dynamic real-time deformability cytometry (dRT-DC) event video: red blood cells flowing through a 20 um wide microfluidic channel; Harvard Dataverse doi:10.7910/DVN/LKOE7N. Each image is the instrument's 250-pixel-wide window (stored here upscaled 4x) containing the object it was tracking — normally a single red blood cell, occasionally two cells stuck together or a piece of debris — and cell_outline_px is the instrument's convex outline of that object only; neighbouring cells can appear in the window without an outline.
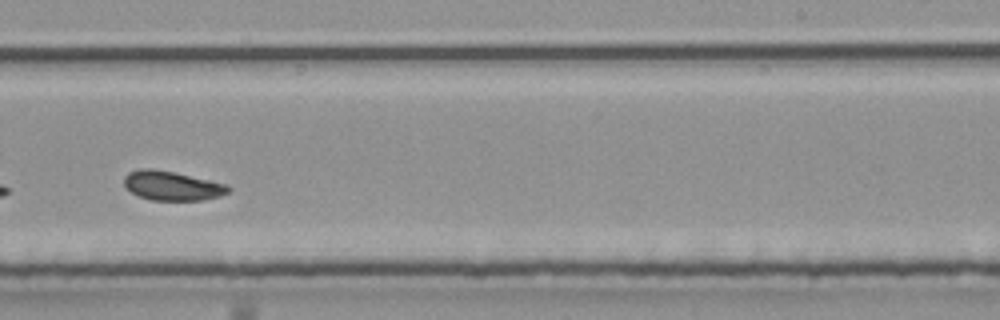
{"species": "common noctule bat (a hibernating species)", "species_latin": "Nyctalus noctula", "temperature_condition": "room temperature", "stored_images_in_passage": 47, "camera_frame_rate_fps": 3000, "um_per_image_px": 0.085, "animal": {"sex": "male", "body_mass_g": 20.4}, "frame": {"image": 1, "passage_image": 27, "time_ms": 8.667, "image_size_px": [1000, 320], "cell_outline_px": [[232, 188], [228, 192], [220, 196], [204, 200], [152, 200], [140, 196], [124, 188], [124, 176], [128, 172], [140, 168], [152, 168], [176, 172], [228, 184]], "centroid_in_image_um": [14.63, 15.77], "position_along_channel_um": 274.4, "area_um2": 18.03}}
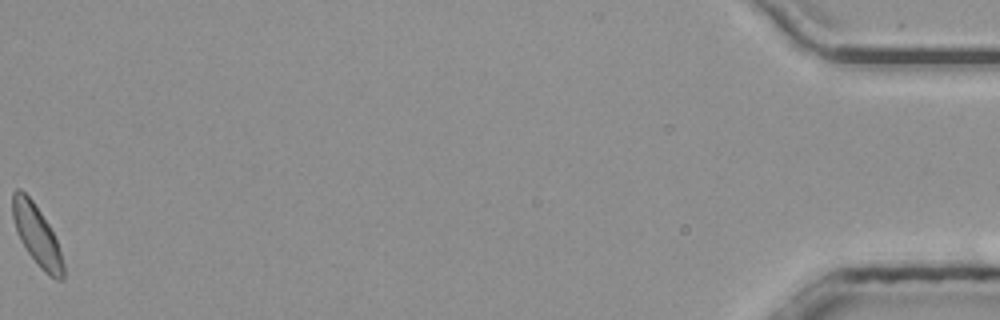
{"frame": {"image": 2, "passage_image": 47, "time_ms": 15.333, "image_size_px": [1000, 320], "cell_outline_px": [[64, 276], [60, 280], [56, 280], [44, 272], [36, 264], [20, 240], [16, 232], [12, 216], [12, 192], [16, 188], [20, 188], [32, 200], [48, 224], [56, 240], [64, 264]], "centroid_in_image_um": [3.1, 19.99], "position_along_channel_um": 432.1, "area_um2": 17.74}, "authors_computed_cell_mechanics": {"area_um2": 17.918, "velocity_mm_per_s": 3.949, "shape_relaxation_time_tau1_ms": 5.8098, "shape_relaxation_time_tau2_ms": 1.4871, "deformation_change_tau1": 0.1251, "deformation_change_tau2": 0.0663}}